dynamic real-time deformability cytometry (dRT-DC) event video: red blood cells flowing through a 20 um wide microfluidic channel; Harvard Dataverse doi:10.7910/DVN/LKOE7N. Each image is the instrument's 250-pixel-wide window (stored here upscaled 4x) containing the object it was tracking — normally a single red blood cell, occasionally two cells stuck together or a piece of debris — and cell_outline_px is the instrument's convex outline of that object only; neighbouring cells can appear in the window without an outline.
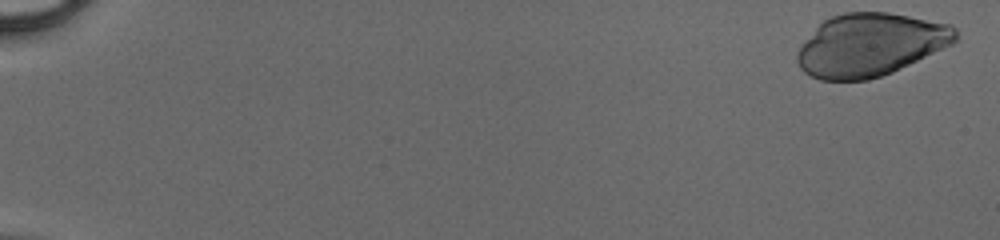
{"species": "human", "species_latin": "Homo sapiens", "temperature_condition": "cold", "stored_images_in_passage": 49, "camera_frame_rate_fps": 3000, "um_per_image_px": 0.085, "donor": {"sex": "male"}, "frame": {"image": 1, "passage_image": 1, "time_ms": 0.0, "image_size_px": [1000, 240], "cell_outline_px": [[960, 40], [952, 44], [892, 72], [868, 80], [820, 80], [804, 72], [800, 68], [796, 60], [796, 52], [800, 44], [824, 20], [832, 16], [844, 12], [888, 12], [952, 24], [956, 28]], "centroid_in_image_um": [73.97, 3.8], "position_along_channel_um": 11.0, "area_um2": 58.09}}
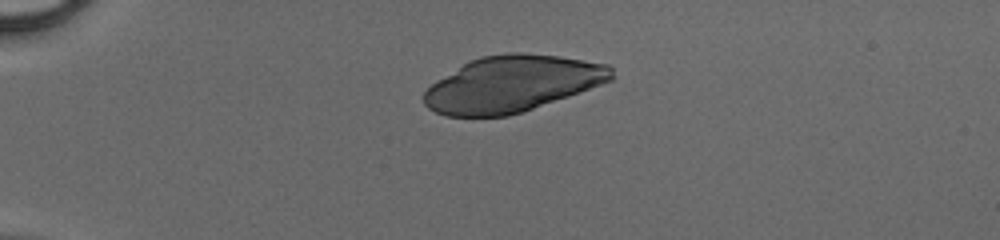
{"frame": {"image": 2, "passage_image": 13, "time_ms": 4.0, "image_size_px": [1000, 240], "cell_outline_px": [[612, 80], [580, 92], [508, 116], [444, 116], [428, 108], [424, 104], [424, 92], [436, 80], [468, 60], [480, 56], [508, 52], [520, 52], [560, 56], [608, 64], [612, 68]], "centroid_in_image_um": [43.49, 7.11], "position_along_channel_um": 41.5, "area_um2": 61.21}}